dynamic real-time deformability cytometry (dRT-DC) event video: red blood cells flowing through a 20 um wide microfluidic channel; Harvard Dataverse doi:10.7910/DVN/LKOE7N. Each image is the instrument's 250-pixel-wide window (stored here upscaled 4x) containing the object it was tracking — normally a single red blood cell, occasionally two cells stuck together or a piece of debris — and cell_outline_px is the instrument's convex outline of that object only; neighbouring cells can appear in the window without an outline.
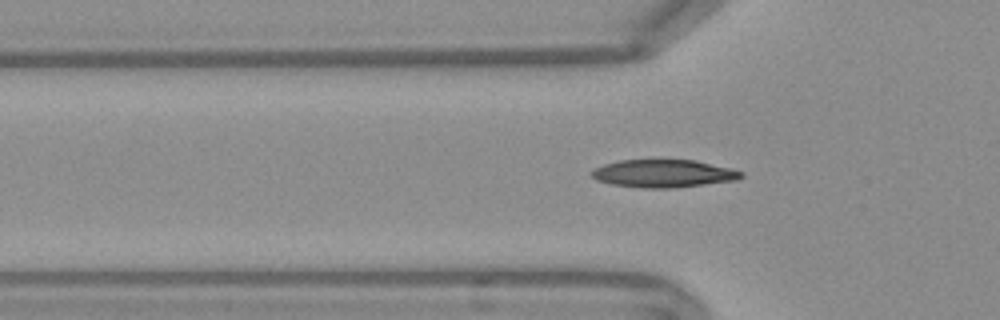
{"species": "Egyptian fruit bat (a non-hibernating species)", "species_latin": "Rousettus aegyptiacus", "temperature_condition": "warm", "stored_images_in_passage": 35, "camera_frame_rate_fps": 3000, "um_per_image_px": 0.085, "frame": {"image": 1, "passage_image": 2, "time_ms": 0.333, "image_size_px": [1000, 320], "cell_outline_px": [[744, 176], [736, 180], [672, 188], [640, 188], [612, 184], [596, 180], [592, 176], [592, 172], [596, 168], [604, 164], [620, 160], [696, 160], [732, 168], [744, 172]], "centroid_in_image_um": [56.43, 14.75], "position_along_channel_um": 69.4, "area_um2": 24.16}}
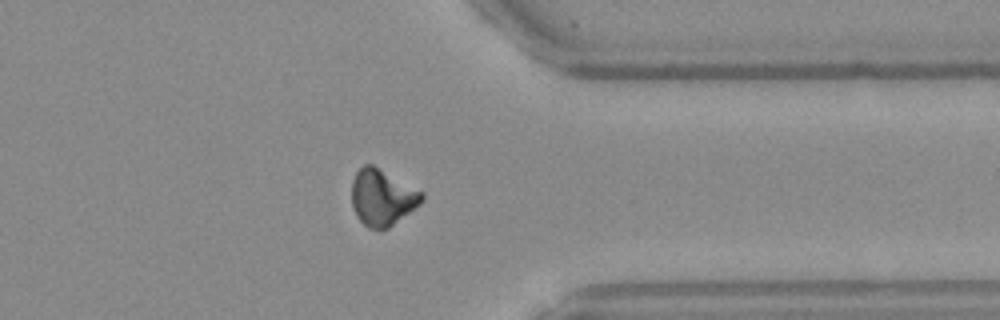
{"frame": {"image": 2, "passage_image": 27, "time_ms": 8.667, "image_size_px": [1000, 320], "cell_outline_px": [[424, 200], [420, 204], [388, 228], [368, 228], [356, 216], [352, 208], [352, 180], [356, 172], [364, 164], [372, 164], [424, 192]], "centroid_in_image_um": [32.48, 16.77], "position_along_channel_um": 378.9, "area_um2": 22.95}}
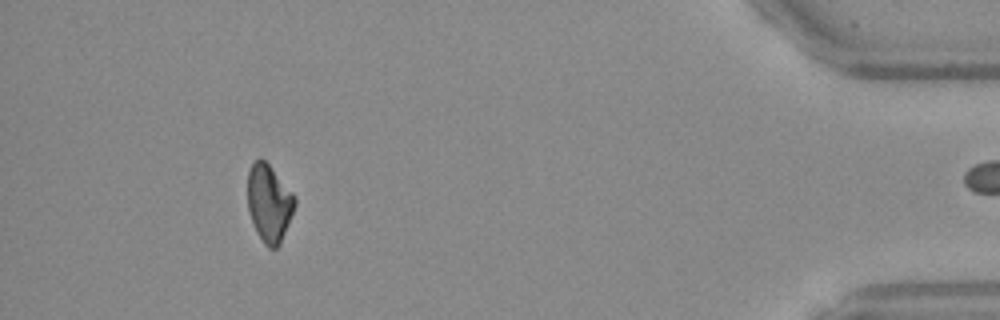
{"frame": {"image": 3, "passage_image": 34, "time_ms": 11.0, "image_size_px": [1000, 320], "cell_outline_px": [[296, 204], [280, 244], [276, 248], [268, 248], [264, 244], [256, 232], [248, 208], [248, 172], [252, 160], [260, 156], [268, 164], [296, 196]], "centroid_in_image_um": [22.87, 17.24], "position_along_channel_um": 412.3, "area_um2": 21.33}, "authors_computed_cell_mechanics": {"area_um2": 22.8888, "velocity_mm_per_s": 3.793, "shape_relaxation_time_tau1_ms": null, "shape_relaxation_time_tau2_ms": 8.783, "deformation_change_tau1": null, "deformation_change_tau2": 0.1396}}